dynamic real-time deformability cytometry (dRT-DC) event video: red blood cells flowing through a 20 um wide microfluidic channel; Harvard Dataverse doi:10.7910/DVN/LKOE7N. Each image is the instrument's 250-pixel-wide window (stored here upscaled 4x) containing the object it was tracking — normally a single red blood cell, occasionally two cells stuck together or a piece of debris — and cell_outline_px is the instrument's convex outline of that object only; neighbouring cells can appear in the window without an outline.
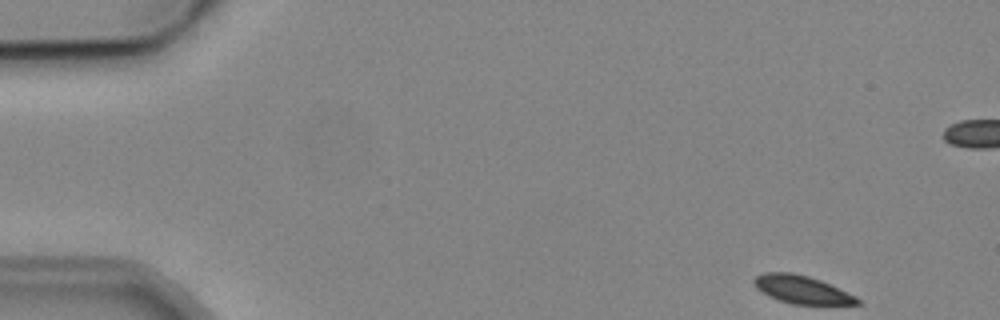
{"species": "common noctule bat (a hibernating species)", "species_latin": "Nyctalus noctula", "temperature_condition": "cold", "stored_images_in_passage": 5, "camera_frame_rate_fps": 3000, "um_per_image_px": 0.085, "animal": {"sex": "male", "body_mass_g": 19.2, "forearm_length_mm": 51.8}, "frame": {"image": 1, "passage_image": 1, "time_ms": 0.0, "image_size_px": [1000, 320], "cell_outline_px": [[864, 304], [792, 304], [768, 296], [756, 288], [752, 280], [756, 276], [764, 272], [792, 272], [808, 276], [820, 280], [856, 296]], "centroid_in_image_um": [68.14, 24.61], "position_along_channel_um": 16.9, "area_um2": 16.76}}